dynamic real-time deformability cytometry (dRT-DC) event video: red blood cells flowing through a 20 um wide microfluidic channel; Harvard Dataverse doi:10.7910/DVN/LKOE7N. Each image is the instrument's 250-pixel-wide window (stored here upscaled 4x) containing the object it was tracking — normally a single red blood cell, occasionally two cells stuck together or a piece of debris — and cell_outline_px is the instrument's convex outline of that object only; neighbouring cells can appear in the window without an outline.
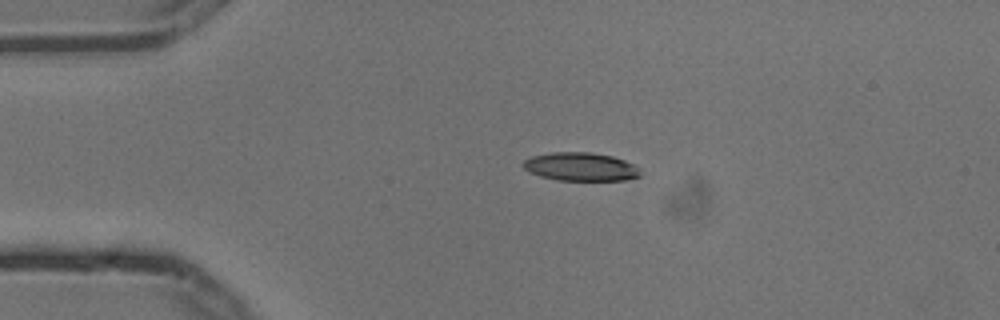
{"species": "common noctule bat (a hibernating species)", "species_latin": "Nyctalus noctula", "temperature_condition": "cold", "stored_images_in_passage": 2, "camera_frame_rate_fps": 3000, "um_per_image_px": 0.085, "animal": {"sex": "male", "body_mass_g": 13.3}, "frame": {"image": 1, "passage_image": 1, "time_ms": 0.0, "image_size_px": [1000, 320], "cell_outline_px": [[640, 176], [628, 180], [556, 180], [540, 176], [528, 172], [520, 164], [524, 160], [532, 156], [552, 152], [592, 152], [612, 156], [624, 160], [632, 164], [640, 172]], "centroid_in_image_um": [49.31, 14.17], "position_along_channel_um": 35.7, "area_um2": 19.42}}